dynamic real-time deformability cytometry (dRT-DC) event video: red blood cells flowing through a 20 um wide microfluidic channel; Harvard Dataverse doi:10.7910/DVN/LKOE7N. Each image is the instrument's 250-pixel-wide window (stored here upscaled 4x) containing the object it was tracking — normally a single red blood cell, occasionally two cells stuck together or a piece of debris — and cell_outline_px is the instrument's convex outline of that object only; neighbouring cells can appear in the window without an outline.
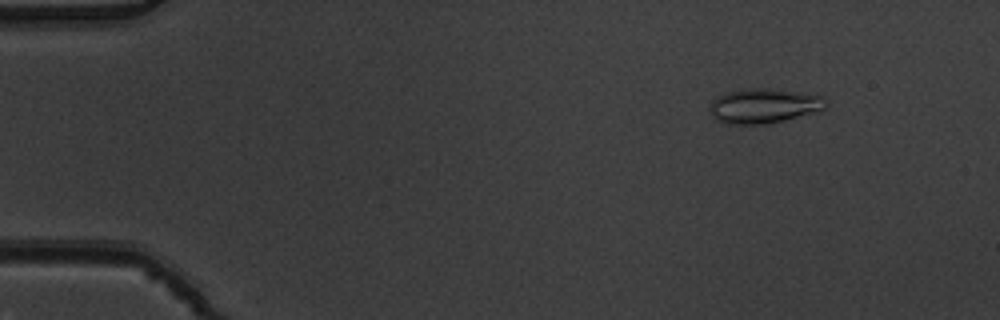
{"species": "common noctule bat (a hibernating species)", "species_latin": "Nyctalus noctula", "temperature_condition": "warm", "stored_images_in_passage": 4, "camera_frame_rate_fps": 3000, "um_per_image_px": 0.085, "animal": {"sex": "male", "body_mass_g": 19.5, "forearm_length_mm": 54.6}, "frame": {"image": 1, "passage_image": 2, "time_ms": 0.333, "image_size_px": [1000, 320], "cell_outline_px": [[828, 104], [820, 112], [784, 120], [764, 124], [728, 124], [716, 120], [712, 116], [712, 100], [728, 92], [748, 88], [768, 88], [824, 96]], "centroid_in_image_um": [64.99, 9.0], "position_along_channel_um": 20.0, "area_um2": 23.35}}